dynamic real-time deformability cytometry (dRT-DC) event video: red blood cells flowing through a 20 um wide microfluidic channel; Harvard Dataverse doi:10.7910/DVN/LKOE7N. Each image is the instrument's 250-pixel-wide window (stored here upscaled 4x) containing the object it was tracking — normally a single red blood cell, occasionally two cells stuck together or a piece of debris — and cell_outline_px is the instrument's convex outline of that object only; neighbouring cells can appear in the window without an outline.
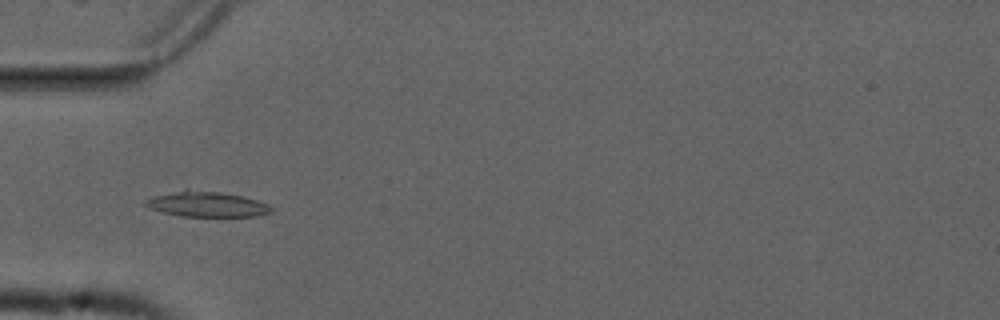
{"species": "common noctule bat (a hibernating species)", "species_latin": "Nyctalus noctula", "temperature_condition": "cold", "stored_images_in_passage": 46, "camera_frame_rate_fps": 3000, "um_per_image_px": 0.085, "animal": {"sex": "male", "forearm_length_mm": 52.5}, "frame": {"image": 1, "passage_image": 18, "time_ms": 5.667, "image_size_px": [1000, 320], "cell_outline_px": [[272, 212], [256, 216], [180, 216], [148, 208], [144, 204], [144, 200], [156, 196], [188, 188], [220, 192], [244, 196], [268, 204], [272, 208]], "centroid_in_image_um": [17.57, 17.34], "position_along_channel_um": 67.4, "area_um2": 18.55}}
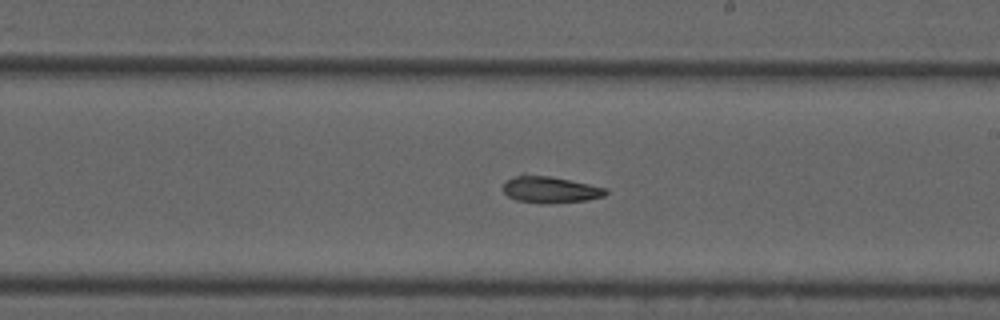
{"frame": {"image": 2, "passage_image": 32, "time_ms": 10.333, "image_size_px": [1000, 320], "cell_outline_px": [[608, 192], [604, 196], [584, 200], [544, 204], [540, 204], [516, 200], [508, 196], [504, 192], [504, 184], [508, 180], [524, 172], [548, 176], [608, 188]], "centroid_in_image_um": [46.74, 16.11], "position_along_channel_um": 242.3, "area_um2": 15.9}}
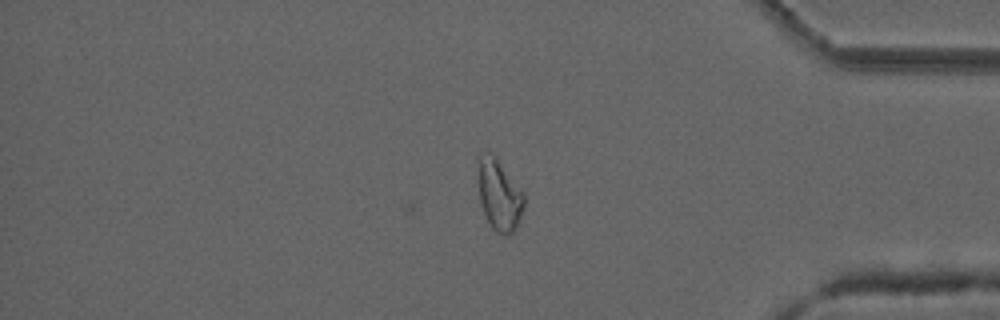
{"frame": {"image": 3, "passage_image": 46, "time_ms": 15.0, "image_size_px": [1000, 320], "cell_outline_px": [[524, 204], [520, 220], [512, 232], [508, 236], [504, 236], [496, 232], [492, 228], [480, 204], [476, 160], [476, 156], [488, 148], [496, 156], [524, 192]], "centroid_in_image_um": [42.39, 16.48], "position_along_channel_um": 392.8, "area_um2": 19.77}, "authors_computed_cell_mechanics": {"area_um2": 17.0221, "velocity_mm_per_s": 3.7601, "shape_relaxation_time_tau1_ms": 7.5908, "shape_relaxation_time_tau2_ms": null, "deformation_change_tau1": 0.163, "deformation_change_tau2": null}}